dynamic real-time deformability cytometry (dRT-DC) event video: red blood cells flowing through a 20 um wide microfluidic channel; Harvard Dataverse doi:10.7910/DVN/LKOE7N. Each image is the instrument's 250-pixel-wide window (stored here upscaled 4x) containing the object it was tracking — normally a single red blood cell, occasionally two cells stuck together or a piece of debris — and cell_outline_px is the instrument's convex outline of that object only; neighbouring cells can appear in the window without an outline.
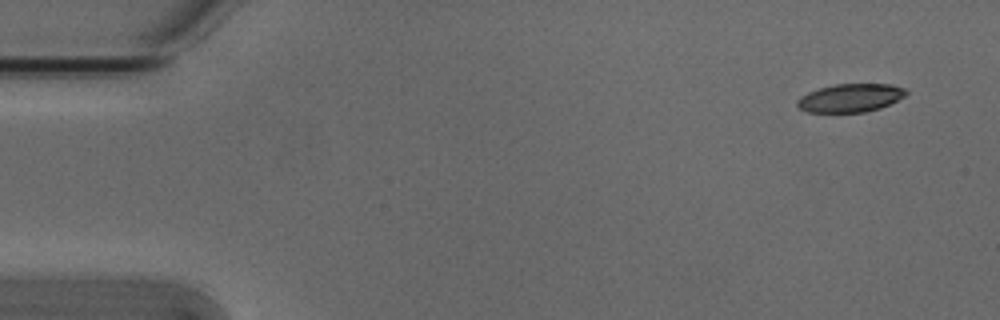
{"species": "Egyptian fruit bat (a non-hibernating species)", "species_latin": "Rousettus aegyptiacus", "temperature_condition": "cold", "stored_images_in_passage": 5, "camera_frame_rate_fps": 3000, "um_per_image_px": 0.085, "animal": {"sex": "male"}, "frame": {"image": 1, "passage_image": 1, "time_ms": 0.0, "image_size_px": [1000, 320], "cell_outline_px": [[908, 92], [904, 96], [880, 108], [864, 112], [808, 112], [800, 108], [796, 104], [796, 100], [800, 96], [808, 92], [820, 88], [836, 84], [892, 84], [904, 88]], "centroid_in_image_um": [72.26, 8.32], "position_along_channel_um": 12.7, "area_um2": 17.8}}
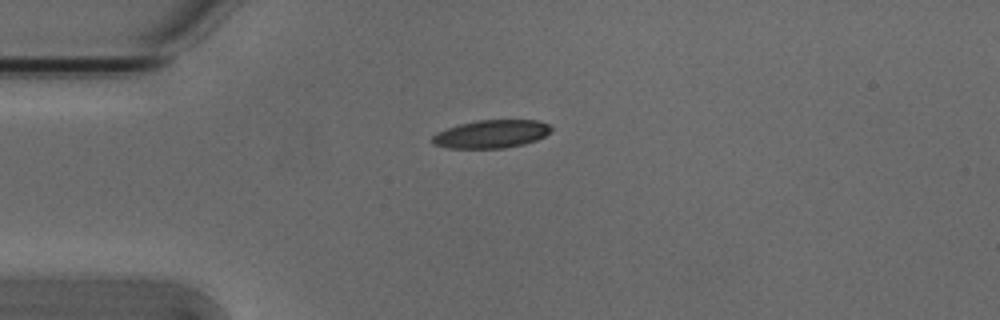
{"frame": {"image": 2, "passage_image": 4, "time_ms": 1.0, "image_size_px": [1000, 320], "cell_outline_px": [[552, 128], [544, 136], [536, 140], [524, 144], [504, 148], [448, 148], [432, 144], [432, 136], [436, 132], [460, 124], [476, 120], [540, 120], [548, 124]], "centroid_in_image_um": [41.74, 11.39], "position_along_channel_um": 43.3, "area_um2": 19.42}}